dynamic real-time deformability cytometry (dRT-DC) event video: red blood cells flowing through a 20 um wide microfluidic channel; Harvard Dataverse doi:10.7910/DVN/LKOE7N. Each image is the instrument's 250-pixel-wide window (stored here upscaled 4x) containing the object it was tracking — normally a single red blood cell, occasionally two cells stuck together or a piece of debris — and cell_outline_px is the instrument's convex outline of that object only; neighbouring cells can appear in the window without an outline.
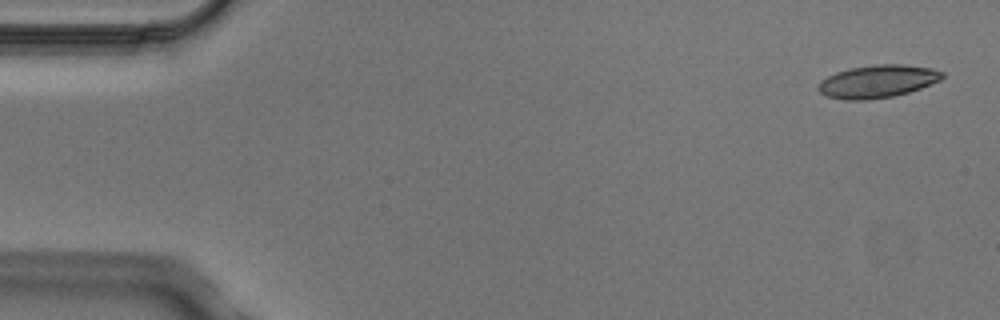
{"species": "Egyptian fruit bat (a non-hibernating species)", "species_latin": "Rousettus aegyptiacus", "temperature_condition": "cold", "stored_images_in_passage": 5, "camera_frame_rate_fps": 3000, "um_per_image_px": 0.085, "animal": {"sex": "male"}, "frame": {"image": 1, "passage_image": 1, "time_ms": 0.0, "image_size_px": [1000, 320], "cell_outline_px": [[944, 76], [940, 80], [920, 88], [908, 92], [892, 96], [868, 100], [844, 100], [828, 96], [820, 92], [816, 88], [820, 80], [836, 72], [852, 68], [876, 64], [900, 64], [932, 68], [944, 72]], "centroid_in_image_um": [74.58, 6.92], "position_along_channel_um": 10.4, "area_um2": 23.58}}
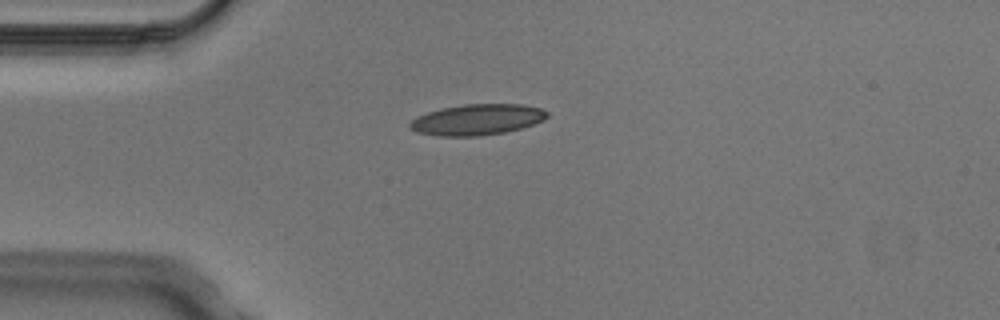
{"frame": {"image": 2, "passage_image": 4, "time_ms": 1.0, "image_size_px": [1000, 320], "cell_outline_px": [[548, 116], [544, 120], [520, 128], [504, 132], [480, 136], [440, 136], [416, 132], [408, 124], [416, 116], [440, 108], [464, 104], [520, 104], [540, 108], [548, 112]], "centroid_in_image_um": [40.54, 10.16], "position_along_channel_um": 44.5, "area_um2": 24.62}}